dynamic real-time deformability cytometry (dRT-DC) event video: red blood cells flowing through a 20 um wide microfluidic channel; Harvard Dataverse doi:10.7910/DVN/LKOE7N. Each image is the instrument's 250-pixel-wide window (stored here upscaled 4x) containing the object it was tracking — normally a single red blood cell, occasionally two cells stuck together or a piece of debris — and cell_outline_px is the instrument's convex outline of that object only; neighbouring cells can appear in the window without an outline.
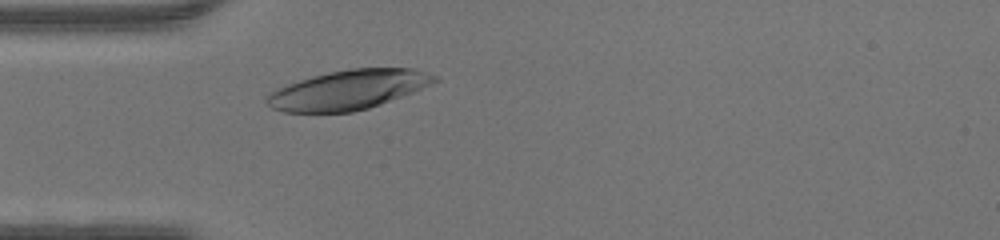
{"species": "human", "species_latin": "Homo sapiens", "temperature_condition": "warm", "stored_images_in_passage": 26, "camera_frame_rate_fps": 3000, "um_per_image_px": 0.085, "donor": {"sex": "male"}, "frame": {"image": 1, "passage_image": 1, "time_ms": 0.0, "image_size_px": [1000, 240], "cell_outline_px": [[440, 80], [432, 84], [412, 92], [380, 104], [368, 108], [352, 112], [284, 112], [272, 108], [264, 100], [264, 96], [268, 92], [276, 88], [312, 76], [328, 72], [352, 68], [412, 68], [436, 76]], "centroid_in_image_um": [29.56, 7.63], "position_along_channel_um": 55.4, "area_um2": 38.44}}
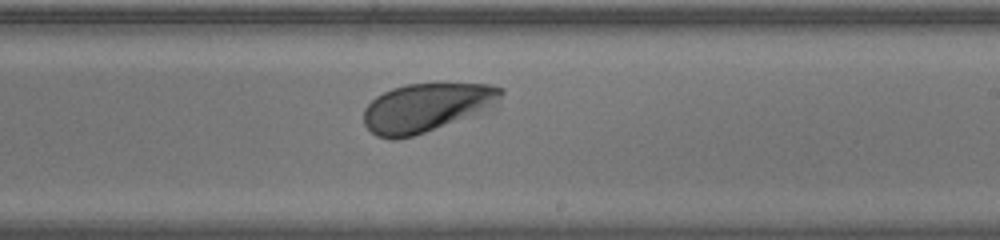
{"frame": {"image": 2, "passage_image": 15, "time_ms": 4.667, "image_size_px": [1000, 240], "cell_outline_px": [[504, 92], [496, 108], [492, 112], [412, 136], [396, 140], [392, 140], [376, 136], [364, 124], [364, 108], [376, 96], [392, 88], [408, 84], [492, 84], [504, 88]], "centroid_in_image_um": [36.37, 9.16], "position_along_channel_um": 252.6, "area_um2": 40.0}}
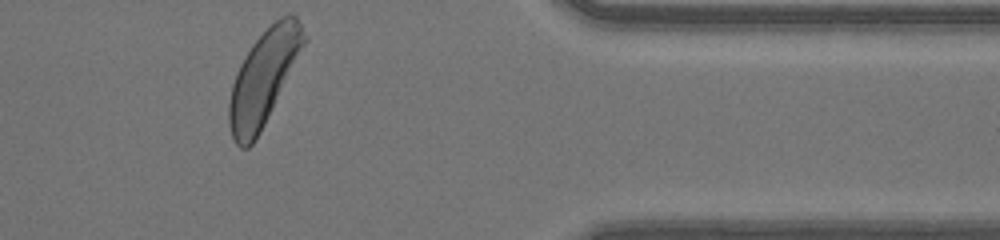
{"frame": {"image": 3, "passage_image": 26, "time_ms": 8.333, "image_size_px": [1000, 240], "cell_outline_px": [[308, 40], [256, 140], [248, 148], [240, 148], [236, 144], [232, 136], [228, 124], [228, 104], [232, 84], [236, 72], [244, 56], [252, 44], [280, 16], [288, 12], [292, 12], [296, 16], [308, 36]], "centroid_in_image_um": [22.42, 6.59], "position_along_channel_um": 389.0, "area_um2": 41.27}}